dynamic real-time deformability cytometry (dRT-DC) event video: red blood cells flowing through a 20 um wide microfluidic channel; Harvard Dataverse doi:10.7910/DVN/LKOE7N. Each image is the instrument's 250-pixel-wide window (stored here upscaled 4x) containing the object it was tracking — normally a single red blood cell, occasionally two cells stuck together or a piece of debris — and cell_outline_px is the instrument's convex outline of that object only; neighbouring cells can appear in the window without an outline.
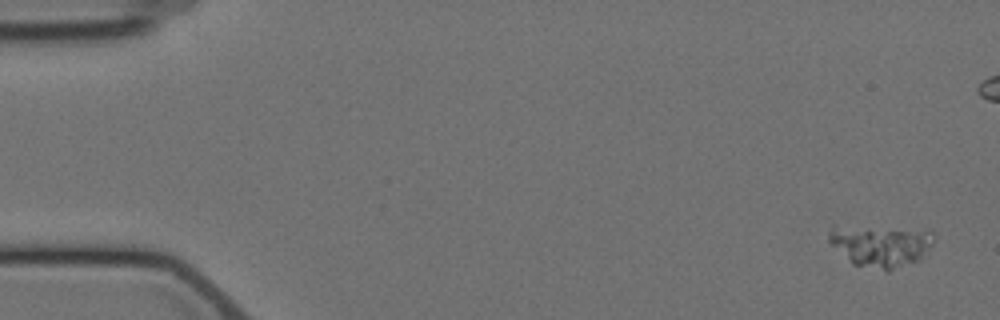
{"species": "Egyptian fruit bat (a non-hibernating species)", "species_latin": "Rousettus aegyptiacus", "temperature_condition": "cold", "stored_images_in_passage": 8, "camera_frame_rate_fps": 3000, "um_per_image_px": 0.085, "animal": {"sex": "female"}, "frame": {"image": 1, "passage_image": 1, "time_ms": 0.0, "image_size_px": [1000, 320], "cell_outline_px": [[936, 236], [932, 244], [920, 260], [888, 272], [852, 264], [828, 240], [828, 236], [832, 224], [932, 232]], "centroid_in_image_um": [74.82, 20.9], "position_along_channel_um": 10.2, "area_um2": 25.55}}